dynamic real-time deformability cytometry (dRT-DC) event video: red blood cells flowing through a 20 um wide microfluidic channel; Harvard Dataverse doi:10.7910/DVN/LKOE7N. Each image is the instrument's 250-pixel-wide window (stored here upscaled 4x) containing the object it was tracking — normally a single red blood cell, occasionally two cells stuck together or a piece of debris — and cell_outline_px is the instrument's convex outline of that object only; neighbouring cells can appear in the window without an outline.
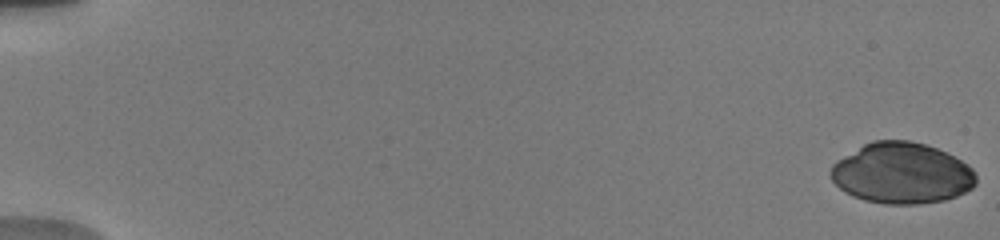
{"species": "human", "species_latin": "Homo sapiens", "temperature_condition": "warm", "stored_images_in_passage": 11, "camera_frame_rate_fps": 3000, "um_per_image_px": 0.085, "donor": {"sex": "male"}, "frame": {"image": 1, "passage_image": 1, "time_ms": 0.0, "image_size_px": [1000, 240], "cell_outline_px": [[976, 184], [972, 188], [956, 196], [944, 200], [920, 204], [884, 204], [864, 200], [852, 196], [844, 192], [832, 180], [828, 172], [832, 164], [836, 160], [864, 144], [872, 140], [908, 140], [924, 144], [936, 148], [968, 164], [972, 168], [976, 176]], "centroid_in_image_um": [76.62, 14.73], "position_along_channel_um": 8.4, "area_um2": 51.79}}
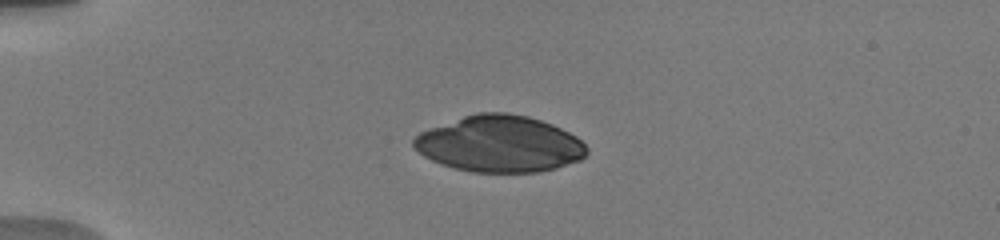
{"frame": {"image": 2, "passage_image": 6, "time_ms": 4.667, "image_size_px": [1000, 240], "cell_outline_px": [[588, 152], [580, 160], [556, 168], [540, 172], [472, 172], [452, 168], [432, 160], [424, 156], [412, 144], [412, 140], [420, 132], [464, 116], [480, 112], [508, 112], [528, 116], [552, 124], [576, 136], [588, 148]], "centroid_in_image_um": [42.49, 12.24], "position_along_channel_um": 42.5, "area_um2": 56.76}}